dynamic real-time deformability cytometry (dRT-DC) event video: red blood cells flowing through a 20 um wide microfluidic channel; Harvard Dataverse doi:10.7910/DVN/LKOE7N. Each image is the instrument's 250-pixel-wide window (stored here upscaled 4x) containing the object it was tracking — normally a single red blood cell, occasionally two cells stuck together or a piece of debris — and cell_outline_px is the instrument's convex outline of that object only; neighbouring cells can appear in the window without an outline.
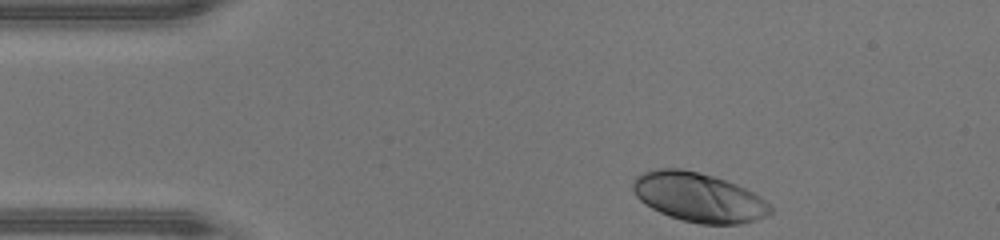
{"species": "human", "species_latin": "Homo sapiens", "temperature_condition": "warm", "stored_images_in_passage": 33, "camera_frame_rate_fps": 3000, "um_per_image_px": 0.085, "donor": {"sex": "male"}, "frame": {"image": 1, "passage_image": 1, "time_ms": 0.0, "image_size_px": [1000, 240], "cell_outline_px": [[772, 212], [756, 220], [740, 224], [700, 224], [680, 220], [668, 216], [652, 208], [640, 200], [636, 196], [632, 188], [632, 184], [636, 176], [644, 172], [660, 168], [680, 168], [700, 172], [736, 184], [752, 192], [764, 200], [772, 208]], "centroid_in_image_um": [59.35, 16.77], "position_along_channel_um": 25.6, "area_um2": 39.25}}
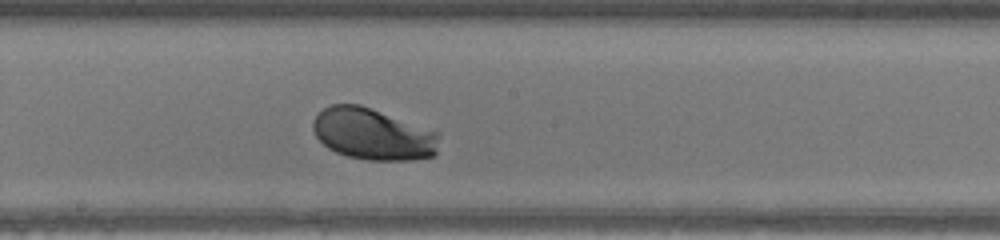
{"frame": {"image": 2, "passage_image": 19, "time_ms": 6.0, "image_size_px": [1000, 240], "cell_outline_px": [[440, 136], [436, 156], [412, 160], [368, 160], [348, 156], [336, 152], [328, 148], [316, 136], [312, 128], [312, 124], [316, 116], [324, 108], [332, 104], [360, 104], [440, 132]], "centroid_in_image_um": [31.74, 11.4], "position_along_channel_um": 216.5, "area_um2": 38.15}}
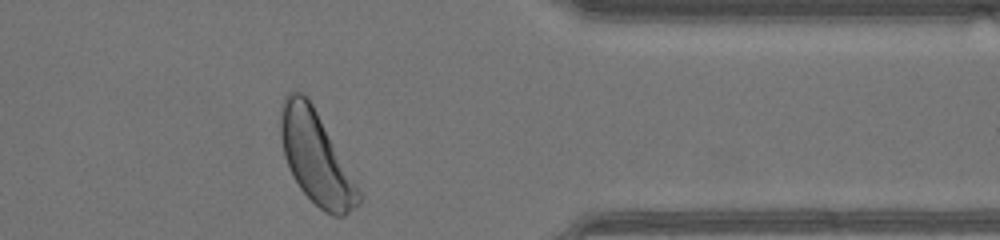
{"frame": {"image": 3, "passage_image": 32, "time_ms": 10.333, "image_size_px": [1000, 240], "cell_outline_px": [[364, 196], [360, 204], [344, 216], [332, 216], [324, 212], [300, 188], [292, 176], [288, 168], [284, 156], [280, 136], [280, 104], [284, 96], [288, 92], [304, 92], [308, 96]], "centroid_in_image_um": [26.85, 13.39], "position_along_channel_um": 384.6, "area_um2": 42.19}, "authors_computed_cell_mechanics": {"area_um2": 38.0902, "velocity_mm_per_s": 4.2797, "shape_relaxation_time_tau1_ms": 1.493, "shape_relaxation_time_tau2_ms": null, "deformation_change_tau1": 0.1435, "deformation_change_tau2": null}}